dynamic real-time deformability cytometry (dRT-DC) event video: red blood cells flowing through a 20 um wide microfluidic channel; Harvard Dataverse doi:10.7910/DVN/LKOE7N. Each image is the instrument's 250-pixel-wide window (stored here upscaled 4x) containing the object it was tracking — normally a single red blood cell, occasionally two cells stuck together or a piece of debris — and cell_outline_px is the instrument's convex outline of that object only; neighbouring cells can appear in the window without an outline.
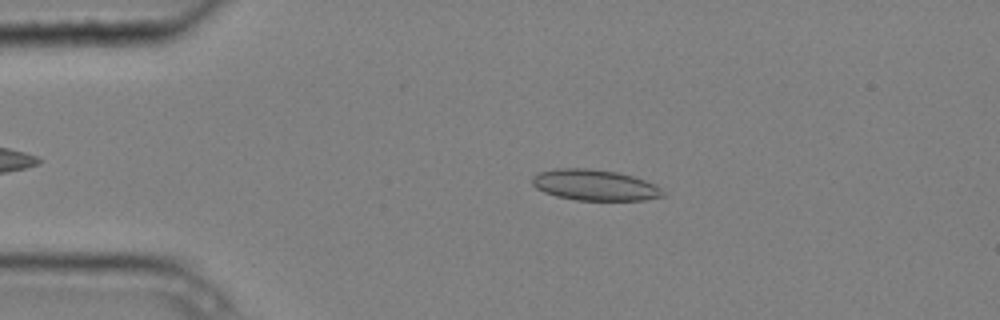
{"species": "common noctule bat (a hibernating species)", "species_latin": "Nyctalus noctula", "temperature_condition": "cold", "stored_images_in_passage": 3, "camera_frame_rate_fps": 3000, "um_per_image_px": 0.085, "animal": {"sex": "male", "body_mass_g": 20.4}, "frame": {"image": 1, "passage_image": 2, "time_ms": 0.333, "image_size_px": [1000, 320], "cell_outline_px": [[668, 196], [644, 200], [576, 200], [556, 196], [544, 192], [536, 188], [532, 184], [532, 176], [540, 172], [556, 168], [588, 168], [616, 172], [632, 176], [656, 184]], "centroid_in_image_um": [50.57, 15.73], "position_along_channel_um": 34.4, "area_um2": 23.64}}